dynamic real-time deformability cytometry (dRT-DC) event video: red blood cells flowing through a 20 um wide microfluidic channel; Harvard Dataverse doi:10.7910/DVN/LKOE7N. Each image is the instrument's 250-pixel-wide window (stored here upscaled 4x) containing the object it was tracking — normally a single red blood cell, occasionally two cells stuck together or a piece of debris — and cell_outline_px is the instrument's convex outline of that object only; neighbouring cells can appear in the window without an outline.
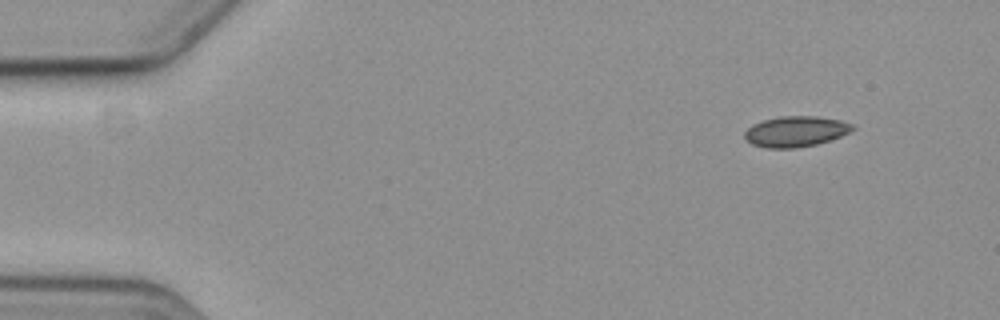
{"species": "common noctule bat (a hibernating species)", "species_latin": "Nyctalus noctula", "temperature_condition": "cold", "stored_images_in_passage": 10, "camera_frame_rate_fps": 3000, "um_per_image_px": 0.085, "animal": {"sex": "female", "body_mass_g": 19.3, "forearm_length_mm": 54.1}, "frame": {"image": 1, "passage_image": 1, "time_ms": 0.0, "image_size_px": [1000, 320], "cell_outline_px": [[856, 128], [840, 136], [816, 144], [796, 148], [764, 148], [752, 144], [744, 140], [744, 132], [752, 124], [764, 120], [780, 116], [816, 116], [840, 120], [852, 124]], "centroid_in_image_um": [67.59, 11.18], "position_along_channel_um": 17.4, "area_um2": 19.25}}
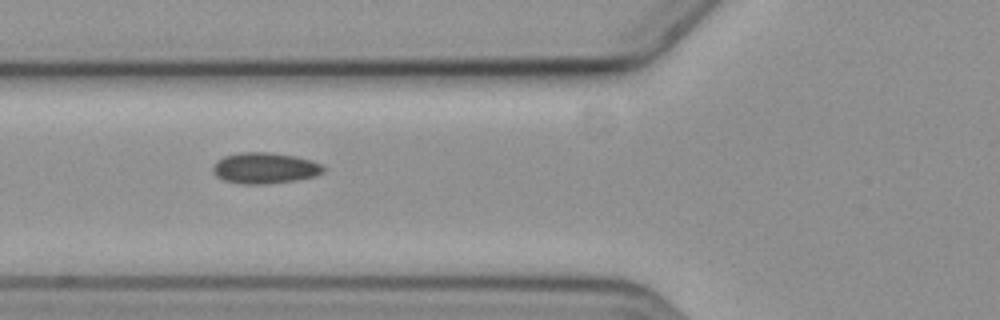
{"frame": {"image": 2, "passage_image": 5, "time_ms": 5.333, "image_size_px": [1000, 320], "cell_outline_px": [[324, 172], [316, 176], [296, 180], [268, 184], [244, 184], [224, 180], [216, 176], [212, 172], [212, 168], [224, 156], [240, 152], [268, 152], [296, 156], [312, 160], [320, 164], [324, 168]], "centroid_in_image_um": [22.53, 14.29], "position_along_channel_um": 103.3, "area_um2": 19.94}}
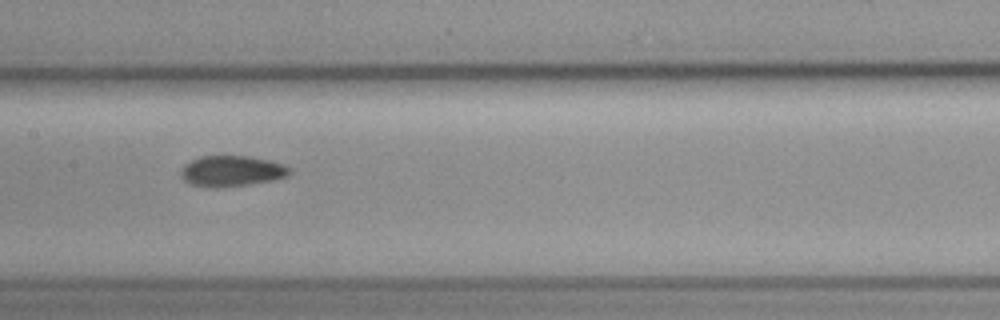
{"frame": {"image": 3, "passage_image": 7, "time_ms": 7.667, "image_size_px": [1000, 320], "cell_outline_px": [[292, 172], [288, 176], [276, 180], [248, 184], [192, 184], [184, 180], [180, 176], [180, 172], [184, 164], [200, 156], [248, 156], [268, 160], [284, 164], [292, 168]], "centroid_in_image_um": [19.78, 14.48], "position_along_channel_um": 187.6, "area_um2": 18.79}}